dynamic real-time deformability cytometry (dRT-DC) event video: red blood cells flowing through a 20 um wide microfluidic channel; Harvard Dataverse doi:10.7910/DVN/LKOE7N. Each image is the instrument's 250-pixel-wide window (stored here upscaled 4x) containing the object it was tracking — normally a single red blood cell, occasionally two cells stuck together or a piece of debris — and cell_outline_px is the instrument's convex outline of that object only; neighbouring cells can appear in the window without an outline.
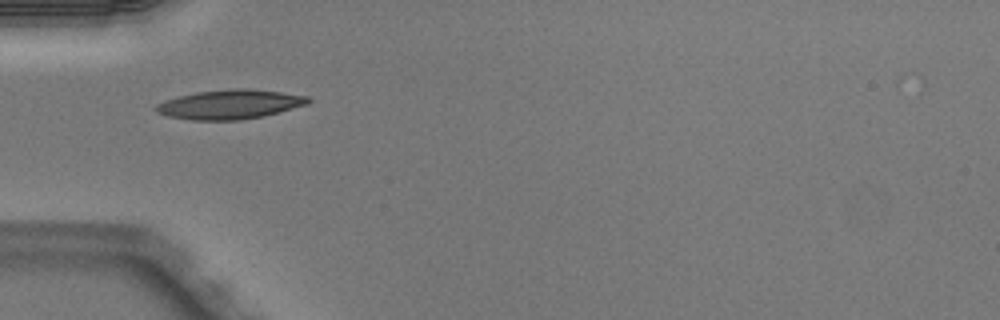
{"species": "Egyptian fruit bat (a non-hibernating species)", "species_latin": "Rousettus aegyptiacus", "temperature_condition": "warm", "stored_images_in_passage": 35, "camera_frame_rate_fps": 3000, "um_per_image_px": 0.085, "animal": {"sex": "male"}, "frame": {"image": 1, "passage_image": 1, "time_ms": 0.0, "image_size_px": [1000, 320], "cell_outline_px": [[312, 100], [308, 104], [264, 116], [240, 120], [192, 120], [168, 116], [156, 112], [152, 108], [156, 104], [164, 100], [196, 92], [236, 88], [244, 88], [280, 92], [308, 96]], "centroid_in_image_um": [19.52, 8.87], "position_along_channel_um": 65.5, "area_um2": 26.01}}
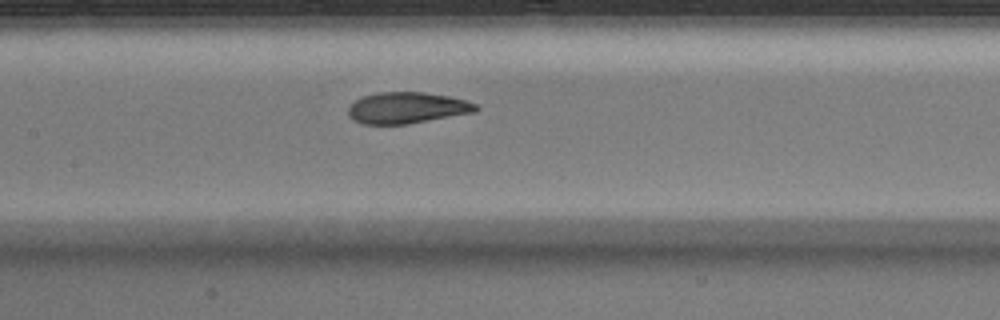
{"frame": {"image": 2, "passage_image": 9, "time_ms": 2.667, "image_size_px": [1000, 320], "cell_outline_px": [[480, 108], [476, 112], [408, 124], [360, 124], [352, 120], [348, 116], [348, 108], [356, 100], [364, 96], [376, 92], [424, 92], [448, 96], [464, 100], [476, 104]], "centroid_in_image_um": [34.58, 9.17], "position_along_channel_um": 172.8, "area_um2": 23.35}}
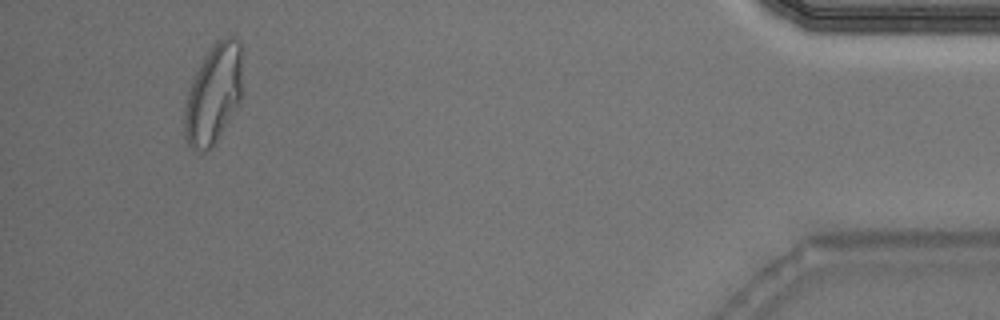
{"frame": {"image": 3, "passage_image": 32, "time_ms": 10.333, "image_size_px": [1000, 320], "cell_outline_px": [[240, 100], [212, 148], [204, 152], [200, 152], [192, 148], [188, 144], [184, 136], [184, 108], [188, 92], [196, 72], [204, 56], [216, 40], [224, 36], [232, 36], [240, 40]], "centroid_in_image_um": [18.11, 8.01], "position_along_channel_um": 417.1, "area_um2": 33.12}, "authors_computed_cell_mechanics": {"area_um2": 24.4494, "velocity_mm_per_s": 4.0397, "shape_relaxation_time_tau1_ms": 4.0497, "shape_relaxation_time_tau2_ms": 1.0854, "deformation_change_tau1": 0.1851, "deformation_change_tau2": 0.0612}}